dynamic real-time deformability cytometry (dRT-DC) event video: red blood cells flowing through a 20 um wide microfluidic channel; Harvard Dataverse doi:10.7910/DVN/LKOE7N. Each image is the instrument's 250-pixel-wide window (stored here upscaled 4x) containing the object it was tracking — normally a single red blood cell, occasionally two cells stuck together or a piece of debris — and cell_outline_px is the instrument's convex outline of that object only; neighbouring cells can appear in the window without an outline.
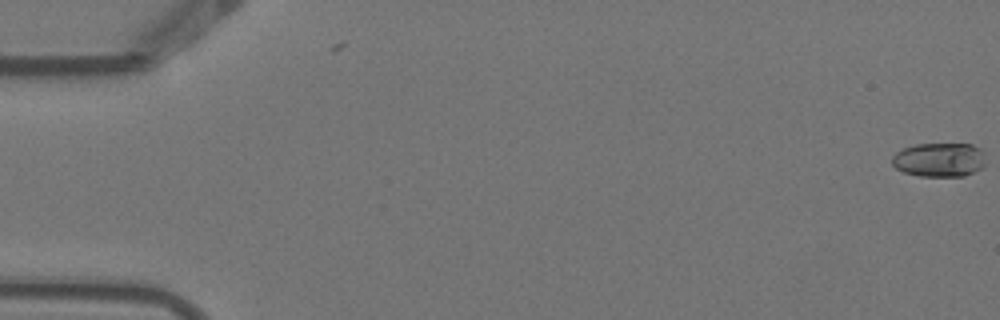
{"species": "Egyptian fruit bat (a non-hibernating species)", "species_latin": "Rousettus aegyptiacus", "temperature_condition": "warm", "stored_images_in_passage": 7, "camera_frame_rate_fps": 3000, "um_per_image_px": 0.085, "animal": {"sex": "female"}, "frame": {"image": 1, "passage_image": 1, "time_ms": 0.0, "image_size_px": [1000, 320], "cell_outline_px": [[984, 168], [964, 176], [920, 176], [904, 172], [896, 168], [892, 164], [892, 156], [896, 152], [904, 148], [916, 144], [972, 144], [980, 148], [984, 152]], "centroid_in_image_um": [79.86, 13.58], "position_along_channel_um": 5.1, "area_um2": 18.73}}
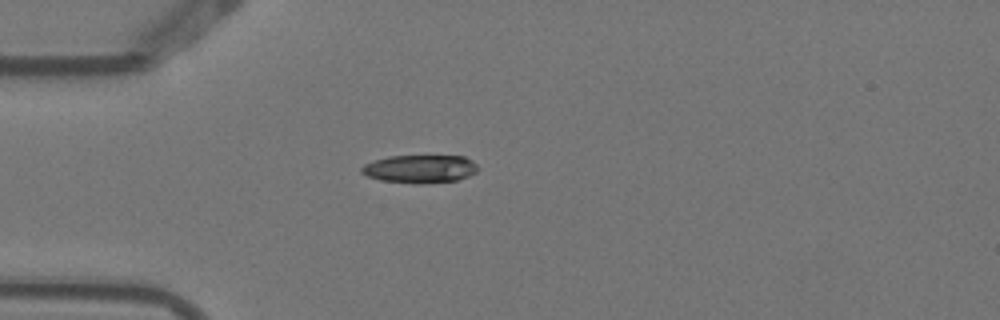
{"frame": {"image": 2, "passage_image": 5, "time_ms": 1.333, "image_size_px": [1000, 320], "cell_outline_px": [[480, 168], [476, 172], [468, 176], [456, 180], [416, 184], [380, 180], [368, 176], [360, 172], [360, 168], [364, 164], [388, 156], [464, 156], [472, 160]], "centroid_in_image_um": [35.7, 14.35], "position_along_channel_um": 49.3, "area_um2": 19.02}}